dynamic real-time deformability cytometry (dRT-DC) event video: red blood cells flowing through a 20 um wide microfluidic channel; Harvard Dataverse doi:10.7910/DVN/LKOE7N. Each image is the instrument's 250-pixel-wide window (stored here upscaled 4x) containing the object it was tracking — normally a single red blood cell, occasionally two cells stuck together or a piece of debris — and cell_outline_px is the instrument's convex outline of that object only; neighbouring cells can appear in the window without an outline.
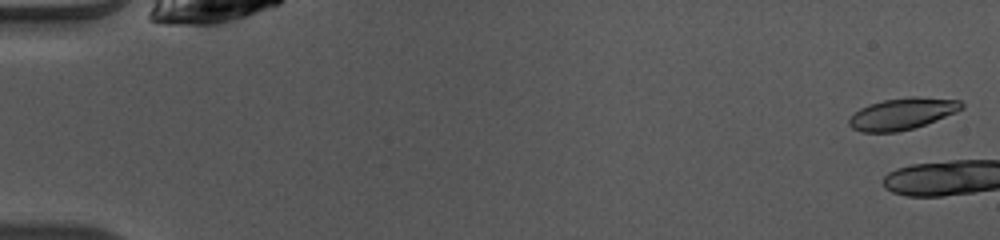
{"species": "common noctule bat (a hibernating species)", "species_latin": "Nyctalus noctula", "temperature_condition": "warm", "stored_images_in_passage": 4, "camera_frame_rate_fps": 3000, "um_per_image_px": 0.085, "animal": {"sex": "female", "body_mass_g": 10.0, "forearm_length_mm": 53.1}, "frame": {"image": 1, "passage_image": 1, "time_ms": 0.0, "image_size_px": [1000, 240], "cell_outline_px": [[964, 108], [956, 112], [924, 124], [912, 128], [896, 132], [860, 132], [852, 128], [848, 124], [848, 120], [860, 108], [868, 104], [884, 100], [912, 96], [916, 96], [960, 100], [964, 104]], "centroid_in_image_um": [76.68, 9.66], "position_along_channel_um": 8.3, "area_um2": 20.58}}